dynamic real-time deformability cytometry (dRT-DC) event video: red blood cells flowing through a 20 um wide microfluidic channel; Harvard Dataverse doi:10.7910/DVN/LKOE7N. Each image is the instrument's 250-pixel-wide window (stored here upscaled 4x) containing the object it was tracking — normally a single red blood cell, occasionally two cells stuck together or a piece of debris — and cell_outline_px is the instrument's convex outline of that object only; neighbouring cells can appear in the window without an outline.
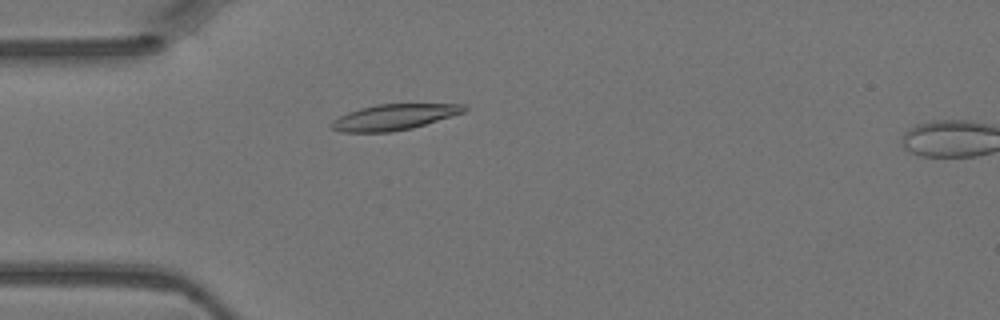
{"species": "Egyptian fruit bat (a non-hibernating species)", "species_latin": "Rousettus aegyptiacus", "temperature_condition": "warm", "stored_images_in_passage": 4, "camera_frame_rate_fps": 3000, "um_per_image_px": 0.085, "animal": {"sex": "female"}, "frame": {"image": 1, "passage_image": 3, "time_ms": 0.667, "image_size_px": [1000, 320], "cell_outline_px": [[468, 108], [464, 112], [412, 128], [392, 132], [340, 132], [332, 128], [328, 124], [332, 120], [348, 112], [360, 108], [376, 104], [464, 104]], "centroid_in_image_um": [33.45, 9.95], "position_along_channel_um": 51.5, "area_um2": 19.88}}